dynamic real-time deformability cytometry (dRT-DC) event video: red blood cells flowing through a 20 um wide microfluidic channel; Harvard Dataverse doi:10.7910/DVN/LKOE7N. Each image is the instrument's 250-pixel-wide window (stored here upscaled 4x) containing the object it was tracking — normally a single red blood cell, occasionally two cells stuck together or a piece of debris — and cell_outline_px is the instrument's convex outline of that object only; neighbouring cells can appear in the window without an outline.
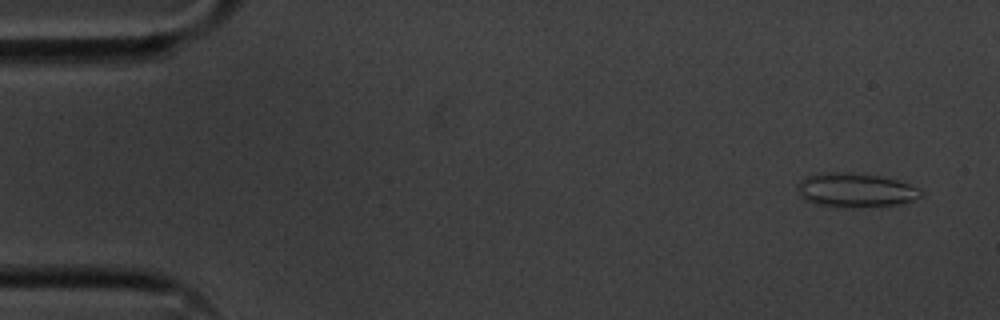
{"species": "common noctule bat (a hibernating species)", "species_latin": "Nyctalus noctula", "temperature_condition": "cold", "stored_images_in_passage": 55, "camera_frame_rate_fps": 3000, "um_per_image_px": 0.085, "animal": {"sex": "male", "body_mass_g": 20.1, "forearm_length_mm": 53.5}, "frame": {"image": 1, "passage_image": 3, "time_ms": 0.667, "image_size_px": [1000, 320], "cell_outline_px": [[924, 196], [904, 204], [852, 208], [840, 208], [816, 204], [804, 200], [800, 196], [796, 188], [796, 184], [804, 176], [820, 172], [844, 172], [880, 176], [896, 180], [920, 188], [924, 192]], "centroid_in_image_um": [72.7, 16.18], "position_along_channel_um": 12.3, "area_um2": 25.26}}
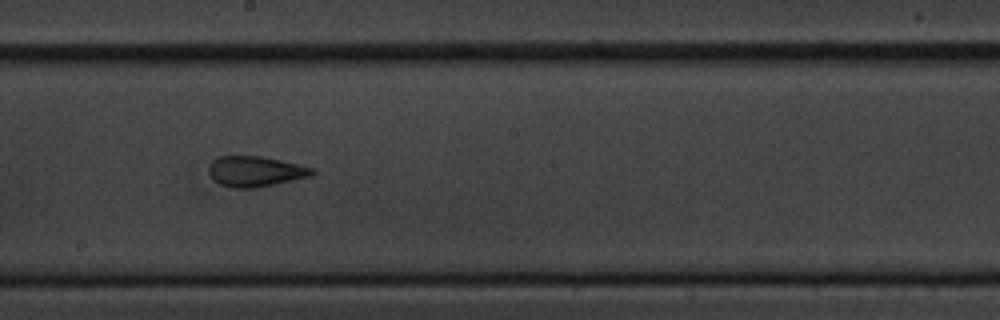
{"frame": {"image": 2, "passage_image": 30, "time_ms": 9.667, "image_size_px": [1000, 320], "cell_outline_px": [[316, 172], [312, 176], [256, 188], [232, 188], [220, 184], [212, 180], [208, 172], [208, 168], [212, 160], [220, 156], [260, 156], [280, 160], [316, 168]], "centroid_in_image_um": [21.71, 14.57], "position_along_channel_um": 226.5, "area_um2": 18.55}}
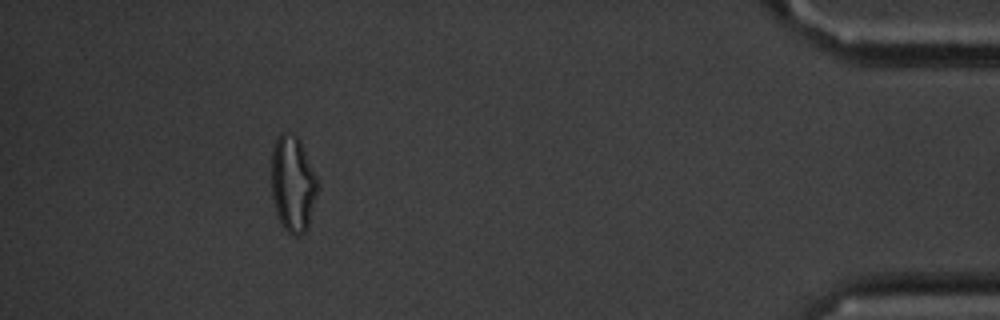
{"frame": {"image": 3, "passage_image": 50, "time_ms": 16.333, "image_size_px": [1000, 320], "cell_outline_px": [[316, 192], [308, 228], [304, 232], [296, 236], [292, 236], [280, 224], [276, 212], [272, 196], [272, 152], [276, 136], [280, 132], [288, 132], [296, 136], [300, 140], [316, 176]], "centroid_in_image_um": [24.86, 15.62], "position_along_channel_um": 410.3, "area_um2": 25.61}, "authors_computed_cell_mechanics": {"area_um2": 20.1722, "velocity_mm_per_s": 3.618, "shape_relaxation_time_tau1_ms": 5.5286, "shape_relaxation_time_tau2_ms": 1.5099, "deformation_change_tau1": 0.1581, "deformation_change_tau2": 0.0973}}